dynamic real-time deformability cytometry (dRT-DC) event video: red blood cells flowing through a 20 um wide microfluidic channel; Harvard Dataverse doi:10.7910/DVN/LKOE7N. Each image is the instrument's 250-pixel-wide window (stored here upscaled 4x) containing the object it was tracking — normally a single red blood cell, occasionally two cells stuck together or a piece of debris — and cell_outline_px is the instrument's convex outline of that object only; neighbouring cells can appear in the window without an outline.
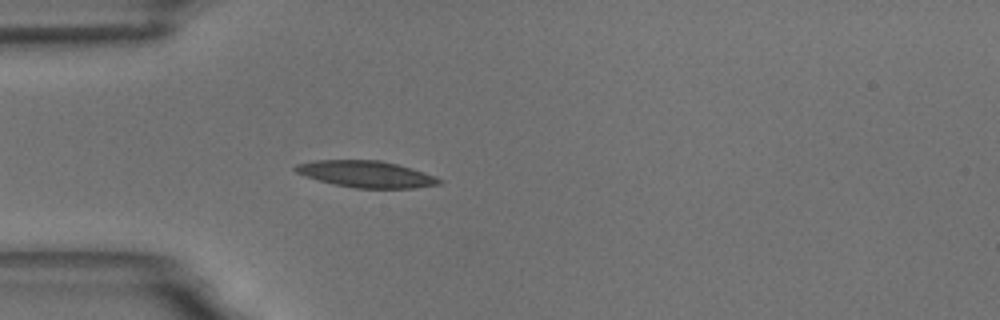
{"species": "common noctule bat (a hibernating species)", "species_latin": "Nyctalus noctula", "temperature_condition": "room temperature", "stored_images_in_passage": 44, "camera_frame_rate_fps": 3000, "um_per_image_px": 0.085, "animal": {"sex": "male", "body_mass_g": 18.8}, "frame": {"image": 1, "passage_image": 6, "time_ms": 1.667, "image_size_px": [1000, 320], "cell_outline_px": [[444, 180], [440, 184], [412, 188], [356, 188], [332, 184], [296, 172], [292, 168], [296, 164], [316, 160], [380, 160], [412, 168], [436, 176]], "centroid_in_image_um": [31.15, 14.8], "position_along_channel_um": 53.8, "area_um2": 22.2}}
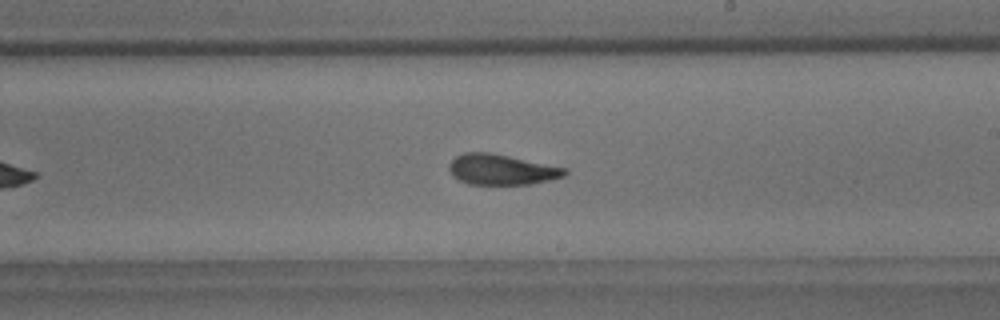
{"frame": {"image": 2, "passage_image": 23, "time_ms": 7.333, "image_size_px": [1000, 320], "cell_outline_px": [[568, 172], [564, 176], [532, 184], [468, 184], [452, 176], [448, 168], [448, 164], [456, 156], [464, 152], [488, 152], [568, 168]], "centroid_in_image_um": [42.61, 14.41], "position_along_channel_um": 246.4, "area_um2": 20.52}}
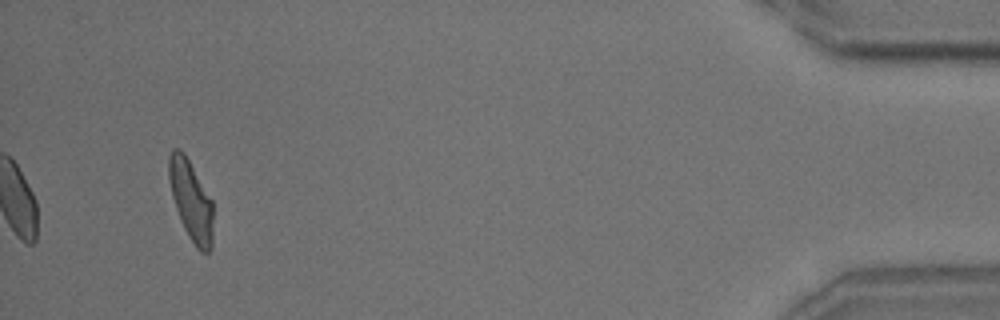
{"frame": {"image": 3, "passage_image": 44, "time_ms": 14.333, "image_size_px": [1000, 320], "cell_outline_px": [[212, 248], [208, 252], [200, 252], [196, 248], [188, 236], [180, 220], [172, 196], [168, 180], [168, 156], [172, 148], [180, 148], [184, 152], [212, 200]], "centroid_in_image_um": [16.21, 17.02], "position_along_channel_um": 419.0, "area_um2": 20.75}, "authors_computed_cell_mechanics": {"area_um2": 21.1259, "velocity_mm_per_s": 3.5168, "shape_relaxation_time_tau1_ms": 7.5875, "shape_relaxation_time_tau2_ms": 2.26, "deformation_change_tau1": 0.1881, "deformation_change_tau2": 0.0969}}